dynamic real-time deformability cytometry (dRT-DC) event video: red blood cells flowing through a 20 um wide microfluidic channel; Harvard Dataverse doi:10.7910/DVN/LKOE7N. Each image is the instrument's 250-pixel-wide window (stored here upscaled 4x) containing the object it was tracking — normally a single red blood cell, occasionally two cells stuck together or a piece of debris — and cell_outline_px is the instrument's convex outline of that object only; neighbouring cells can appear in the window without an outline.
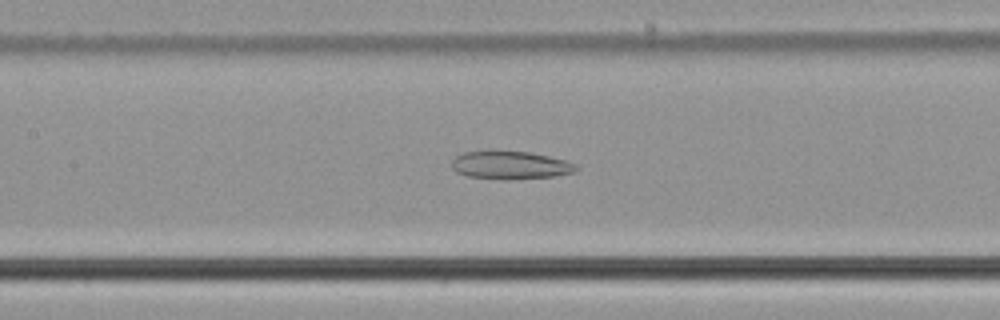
{"species": "common noctule bat (a hibernating species)", "species_latin": "Nyctalus noctula", "temperature_condition": "cold", "stored_images_in_passage": 55, "camera_frame_rate_fps": 3000, "um_per_image_px": 0.085, "animal": {"sex": "male", "body_mass_g": 21.5, "forearm_length_mm": 52.0}, "frame": {"image": 1, "passage_image": 26, "time_ms": 8.333, "image_size_px": [1000, 320], "cell_outline_px": [[580, 168], [576, 172], [556, 176], [508, 180], [504, 180], [468, 176], [456, 172], [452, 168], [452, 160], [456, 156], [464, 152], [528, 152], [548, 156], [564, 160], [576, 164]], "centroid_in_image_um": [43.42, 14.07], "position_along_channel_um": 164.0, "area_um2": 20.17}}
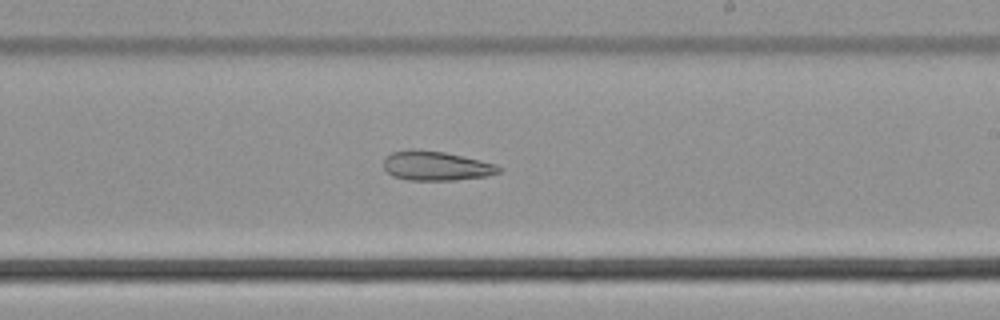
{"frame": {"image": 2, "passage_image": 33, "time_ms": 10.667, "image_size_px": [1000, 320], "cell_outline_px": [[504, 168], [500, 172], [488, 176], [456, 180], [408, 180], [392, 176], [384, 168], [384, 160], [392, 152], [412, 148], [444, 152], [480, 160], [496, 164]], "centroid_in_image_um": [37.09, 14.1], "position_along_channel_um": 251.9, "area_um2": 19.83}}
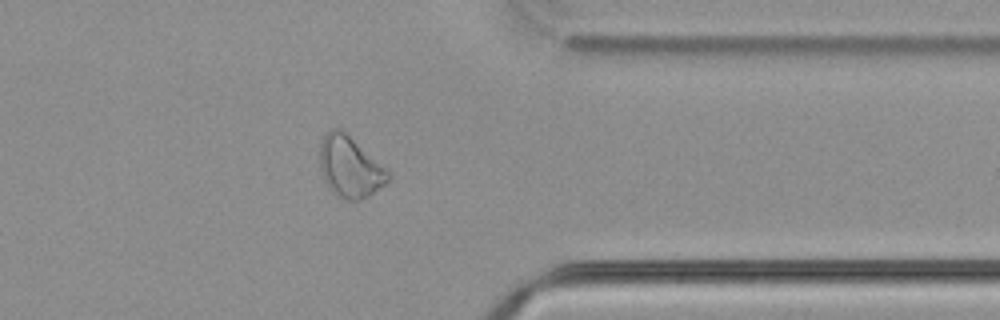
{"frame": {"image": 3, "passage_image": 44, "time_ms": 14.333, "image_size_px": [1000, 320], "cell_outline_px": [[392, 176], [384, 184], [368, 196], [360, 200], [348, 200], [332, 192], [320, 168], [320, 144], [328, 128], [340, 128], [388, 168], [392, 172]], "centroid_in_image_um": [29.78, 14.16], "position_along_channel_um": 381.6, "area_um2": 24.22}}